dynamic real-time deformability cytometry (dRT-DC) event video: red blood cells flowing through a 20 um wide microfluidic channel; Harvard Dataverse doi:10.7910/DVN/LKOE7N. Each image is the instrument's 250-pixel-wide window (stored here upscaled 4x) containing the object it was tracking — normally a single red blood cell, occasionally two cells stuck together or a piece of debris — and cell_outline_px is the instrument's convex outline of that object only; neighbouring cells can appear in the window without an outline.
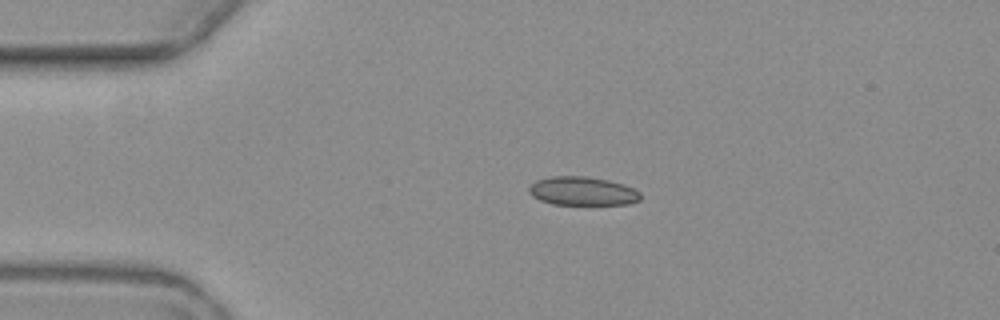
{"species": "common noctule bat (a hibernating species)", "species_latin": "Nyctalus noctula", "temperature_condition": "warm", "stored_images_in_passage": 3, "camera_frame_rate_fps": 3000, "um_per_image_px": 0.085, "animal": {"sex": "female", "body_mass_g": 19.3, "forearm_length_mm": 54.1}, "frame": {"image": 1, "passage_image": 2, "time_ms": 1.667, "image_size_px": [1000, 320], "cell_outline_px": [[640, 200], [628, 204], [552, 204], [540, 200], [532, 196], [528, 192], [528, 188], [536, 180], [552, 176], [584, 176], [608, 180], [624, 184], [640, 192]], "centroid_in_image_um": [49.5, 16.24], "position_along_channel_um": 35.5, "area_um2": 18.55}}